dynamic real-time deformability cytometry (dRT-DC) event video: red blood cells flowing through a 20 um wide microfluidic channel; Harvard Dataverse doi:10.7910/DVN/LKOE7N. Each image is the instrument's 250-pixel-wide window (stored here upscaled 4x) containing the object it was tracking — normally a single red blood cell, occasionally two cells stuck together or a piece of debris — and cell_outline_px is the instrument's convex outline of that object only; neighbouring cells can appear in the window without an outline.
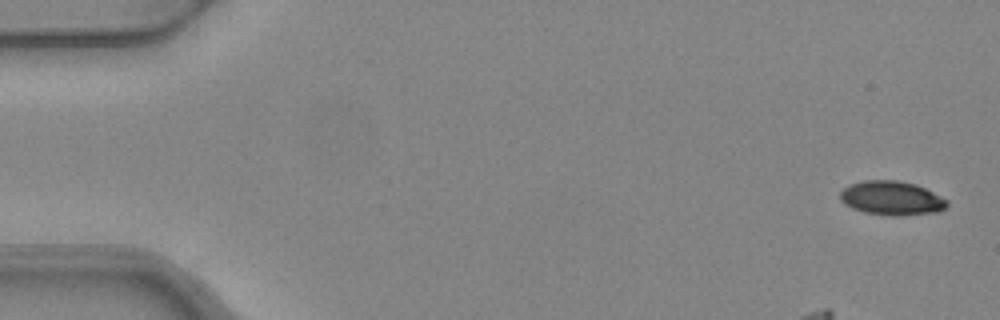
{"species": "common noctule bat (a hibernating species)", "species_latin": "Nyctalus noctula", "temperature_condition": "warm", "stored_images_in_passage": 6, "camera_frame_rate_fps": 3000, "um_per_image_px": 0.085, "animal": {"sex": "female", "body_mass_g": 24.6, "forearm_length_mm": 56.2}, "frame": {"image": 1, "passage_image": 1, "time_ms": 0.0, "image_size_px": [1000, 320], "cell_outline_px": [[948, 204], [944, 208], [936, 212], [900, 216], [888, 216], [864, 212], [852, 208], [844, 204], [840, 200], [840, 192], [844, 188], [852, 184], [864, 180], [896, 180], [916, 184], [948, 200]], "centroid_in_image_um": [75.77, 16.85], "position_along_channel_um": 9.2, "area_um2": 21.21}}